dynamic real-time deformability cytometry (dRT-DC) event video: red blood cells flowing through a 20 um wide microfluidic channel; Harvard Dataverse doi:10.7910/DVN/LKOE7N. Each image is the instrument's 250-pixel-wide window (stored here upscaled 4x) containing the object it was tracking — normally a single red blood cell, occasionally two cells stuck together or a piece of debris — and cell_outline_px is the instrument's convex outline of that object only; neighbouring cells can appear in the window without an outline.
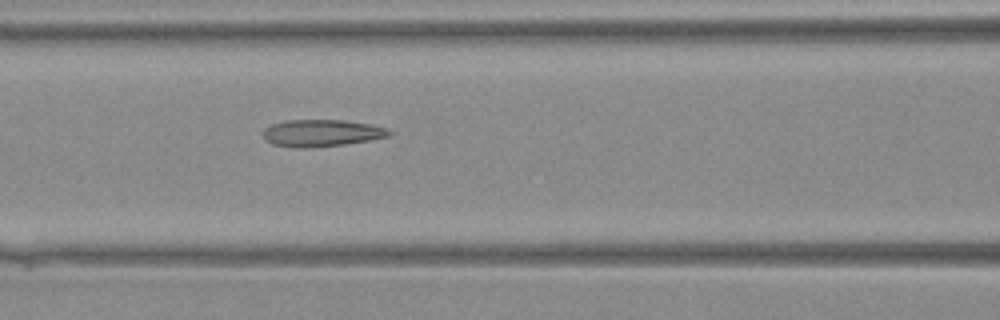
{"species": "Egyptian fruit bat (a non-hibernating species)", "species_latin": "Rousettus aegyptiacus", "temperature_condition": "warm", "stored_images_in_passage": 35, "camera_frame_rate_fps": 3000, "um_per_image_px": 0.085, "animal": {"sex": "female"}, "frame": {"image": 1, "passage_image": 19, "time_ms": 6.0, "image_size_px": [1000, 320], "cell_outline_px": [[392, 132], [388, 136], [368, 140], [344, 144], [304, 148], [292, 148], [272, 144], [264, 140], [264, 128], [272, 124], [288, 120], [344, 120], [368, 124], [388, 128]], "centroid_in_image_um": [27.29, 11.31], "position_along_channel_um": 139.3, "area_um2": 19.71}}
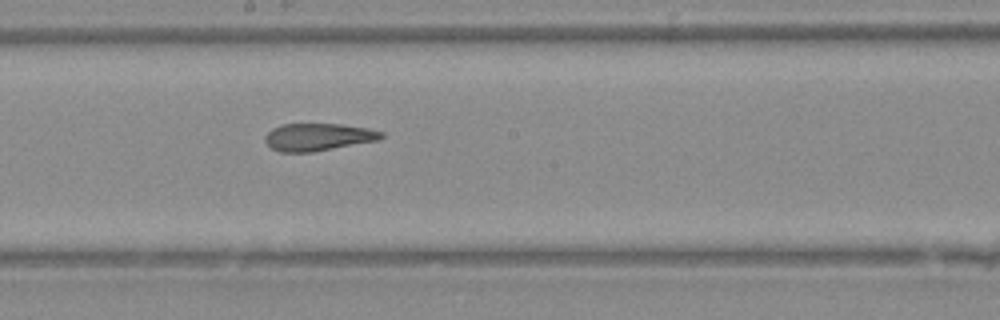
{"frame": {"image": 2, "passage_image": 24, "time_ms": 7.667, "image_size_px": [1000, 320], "cell_outline_px": [[384, 136], [380, 140], [312, 152], [280, 152], [272, 148], [264, 140], [264, 136], [272, 128], [280, 124], [340, 124], [368, 128], [384, 132]], "centroid_in_image_um": [27.05, 11.64], "position_along_channel_um": 221.2, "area_um2": 18.67}}
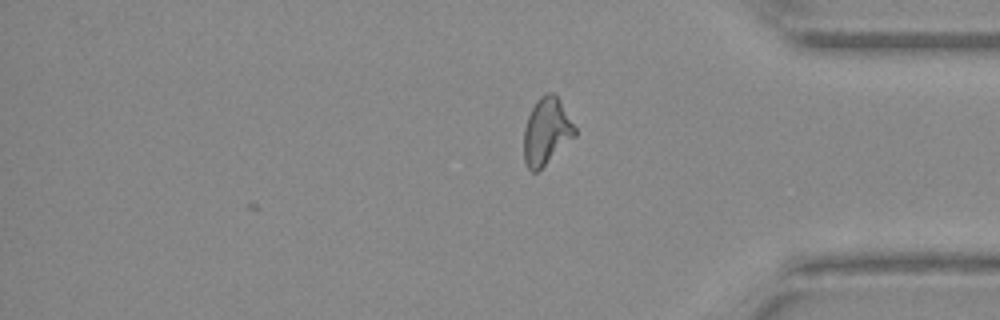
{"frame": {"image": 3, "passage_image": 35, "time_ms": 11.333, "image_size_px": [1000, 320], "cell_outline_px": [[576, 136], [536, 172], [532, 172], [528, 168], [524, 160], [524, 128], [528, 116], [536, 100], [544, 92], [552, 92], [560, 100], [576, 128]], "centroid_in_image_um": [46.45, 11.14], "position_along_channel_um": 388.8, "area_um2": 19.77}}